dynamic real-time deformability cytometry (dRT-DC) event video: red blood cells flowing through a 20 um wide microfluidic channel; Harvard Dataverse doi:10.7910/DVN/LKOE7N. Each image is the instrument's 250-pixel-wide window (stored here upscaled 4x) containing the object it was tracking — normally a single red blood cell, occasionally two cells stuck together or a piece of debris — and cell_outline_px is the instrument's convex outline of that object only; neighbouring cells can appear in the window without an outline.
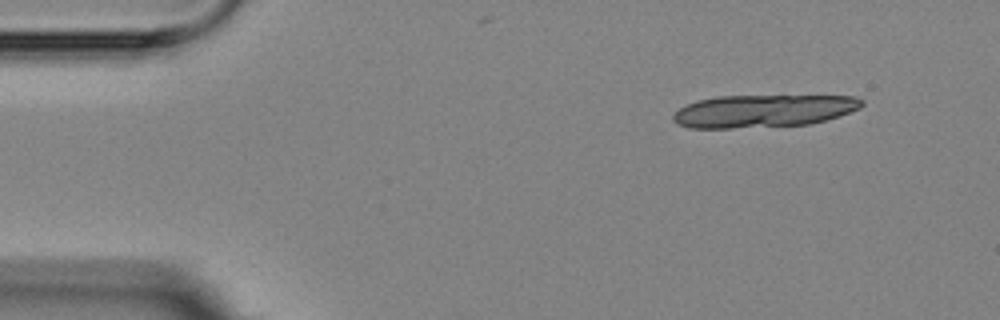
{"species": "Egyptian fruit bat (a non-hibernating species)", "species_latin": "Rousettus aegyptiacus", "temperature_condition": "room temperature", "stored_images_in_passage": 5, "camera_frame_rate_fps": 3000, "um_per_image_px": 0.085, "animal": {"sex": "female"}, "frame": {"image": 1, "passage_image": 5, "time_ms": 6.667, "image_size_px": [1000, 320], "cell_outline_px": [[864, 104], [860, 108], [840, 116], [812, 124], [732, 128], [688, 128], [676, 124], [672, 120], [672, 116], [680, 108], [696, 100], [716, 96], [856, 96], [864, 100]], "centroid_in_image_um": [64.88, 9.43], "position_along_channel_um": 20.1, "area_um2": 36.07}}